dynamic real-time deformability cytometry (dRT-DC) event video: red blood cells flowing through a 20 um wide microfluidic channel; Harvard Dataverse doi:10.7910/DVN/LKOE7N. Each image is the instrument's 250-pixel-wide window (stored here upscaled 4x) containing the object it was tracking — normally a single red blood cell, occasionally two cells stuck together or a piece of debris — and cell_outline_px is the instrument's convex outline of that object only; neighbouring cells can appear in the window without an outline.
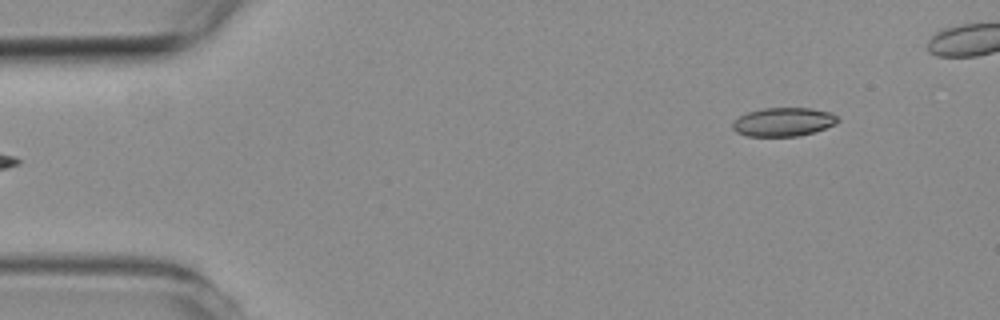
{"species": "common noctule bat (a hibernating species)", "species_latin": "Nyctalus noctula", "temperature_condition": "room temperature", "stored_images_in_passage": 6, "camera_frame_rate_fps": 3000, "um_per_image_px": 0.085, "animal": {"sex": "female", "body_mass_g": 19.3, "forearm_length_mm": 54.1}, "frame": {"image": 1, "passage_image": 1, "time_ms": 0.0, "image_size_px": [1000, 320], "cell_outline_px": [[840, 120], [836, 124], [812, 132], [796, 136], [748, 136], [736, 132], [732, 128], [732, 124], [740, 116], [748, 112], [764, 108], [812, 108], [832, 112]], "centroid_in_image_um": [66.61, 10.36], "position_along_channel_um": 18.4, "area_um2": 17.46}}
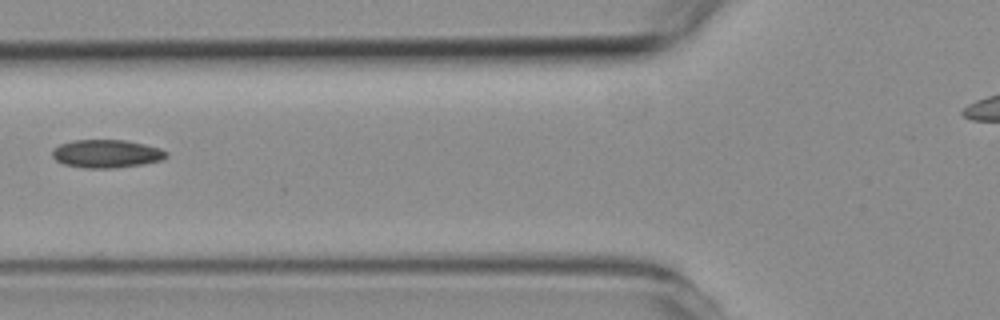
{"frame": {"image": 2, "passage_image": 5, "time_ms": 4.667, "image_size_px": [1000, 320], "cell_outline_px": [[168, 156], [164, 160], [144, 164], [112, 168], [84, 168], [64, 164], [56, 160], [52, 156], [52, 148], [60, 144], [72, 140], [124, 140], [144, 144], [160, 148], [168, 152]], "centroid_in_image_um": [9.06, 13.06], "position_along_channel_um": 116.7, "area_um2": 18.84}}
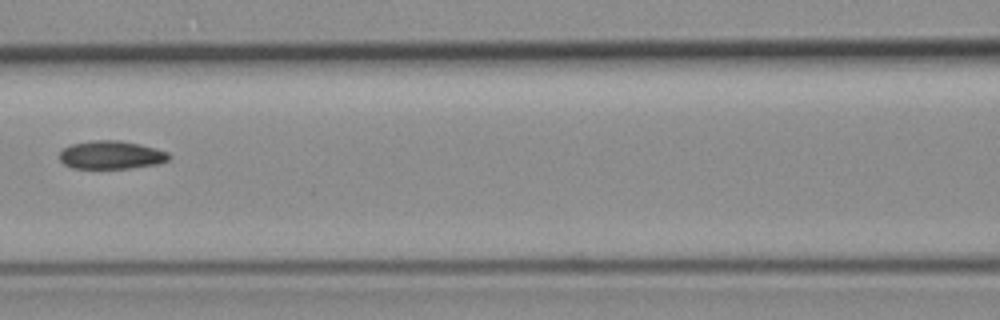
{"frame": {"image": 3, "passage_image": 6, "time_ms": 5.667, "image_size_px": [1000, 320], "cell_outline_px": [[172, 156], [168, 160], [156, 164], [128, 168], [72, 168], [64, 164], [60, 160], [60, 152], [64, 148], [72, 144], [92, 140], [120, 140], [140, 144], [156, 148], [168, 152]], "centroid_in_image_um": [9.46, 13.16], "position_along_channel_um": 157.1, "area_um2": 17.98}}